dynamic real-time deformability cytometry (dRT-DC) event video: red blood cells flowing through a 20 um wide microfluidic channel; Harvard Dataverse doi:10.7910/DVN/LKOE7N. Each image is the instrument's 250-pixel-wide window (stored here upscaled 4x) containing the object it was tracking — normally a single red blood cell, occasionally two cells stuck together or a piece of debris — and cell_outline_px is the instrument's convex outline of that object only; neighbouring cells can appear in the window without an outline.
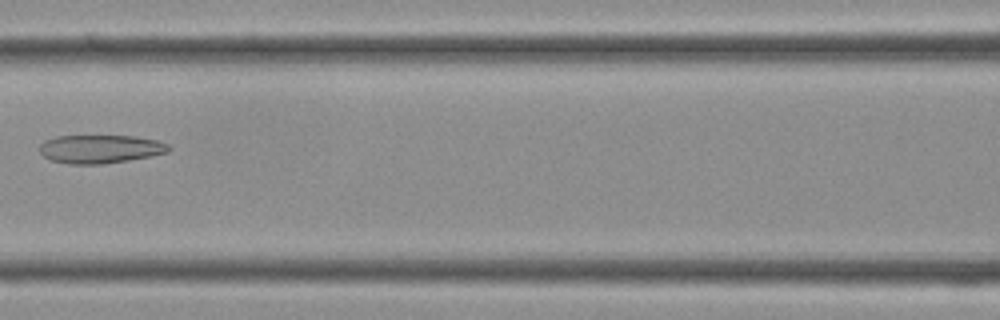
{"species": "Egyptian fruit bat (a non-hibernating species)", "species_latin": "Rousettus aegyptiacus", "temperature_condition": "cold", "stored_images_in_passage": 5, "camera_frame_rate_fps": 3000, "um_per_image_px": 0.085, "frame": {"image": 1, "passage_image": 5, "time_ms": 1.333, "image_size_px": [1000, 320], "cell_outline_px": [[172, 148], [168, 152], [152, 156], [104, 164], [68, 164], [48, 160], [40, 152], [40, 144], [44, 140], [56, 136], [136, 136], [156, 140], [168, 144]], "centroid_in_image_um": [8.51, 12.67], "position_along_channel_um": 158.1, "area_um2": 21.56}}